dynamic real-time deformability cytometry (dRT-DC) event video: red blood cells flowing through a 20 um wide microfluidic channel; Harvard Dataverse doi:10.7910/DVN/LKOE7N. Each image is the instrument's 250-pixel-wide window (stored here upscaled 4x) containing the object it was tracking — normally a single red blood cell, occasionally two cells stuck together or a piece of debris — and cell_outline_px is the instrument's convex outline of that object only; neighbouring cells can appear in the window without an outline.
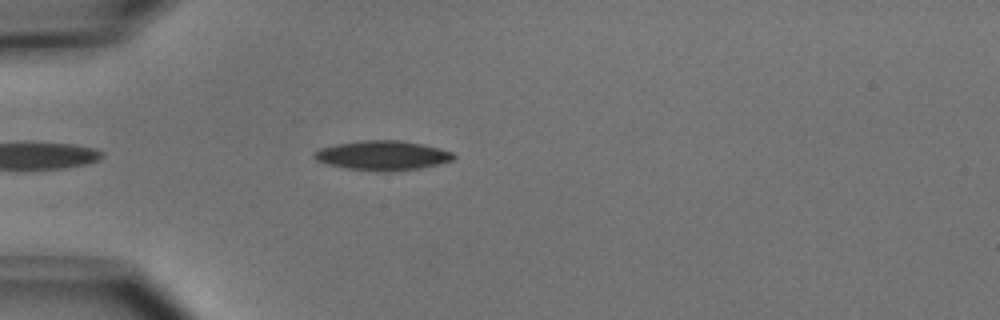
{"species": "common noctule bat (a hibernating species)", "species_latin": "Nyctalus noctula", "temperature_condition": "cold", "stored_images_in_passage": 24, "camera_frame_rate_fps": 3000, "um_per_image_px": 0.085, "animal": {"sex": "male", "body_mass_g": 15.6}, "frame": {"image": 1, "passage_image": 4, "time_ms": 1.0, "image_size_px": [1000, 320], "cell_outline_px": [[456, 156], [452, 160], [420, 168], [384, 172], [348, 168], [328, 164], [316, 160], [312, 156], [312, 152], [320, 148], [336, 144], [364, 140], [400, 140], [440, 148], [452, 152]], "centroid_in_image_um": [32.48, 13.21], "position_along_channel_um": 52.5, "area_um2": 23.76}}
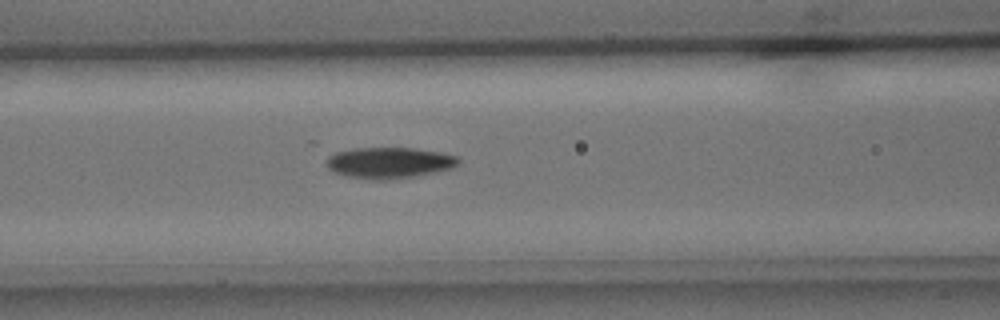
{"frame": {"image": 2, "passage_image": 11, "time_ms": 3.333, "image_size_px": [1000, 320], "cell_outline_px": [[460, 164], [452, 168], [416, 176], [388, 180], [368, 180], [344, 176], [332, 172], [324, 164], [328, 156], [336, 152], [352, 148], [416, 148], [440, 152], [456, 156], [460, 160]], "centroid_in_image_um": [33.04, 13.84], "position_along_channel_um": 133.6, "area_um2": 24.33}}
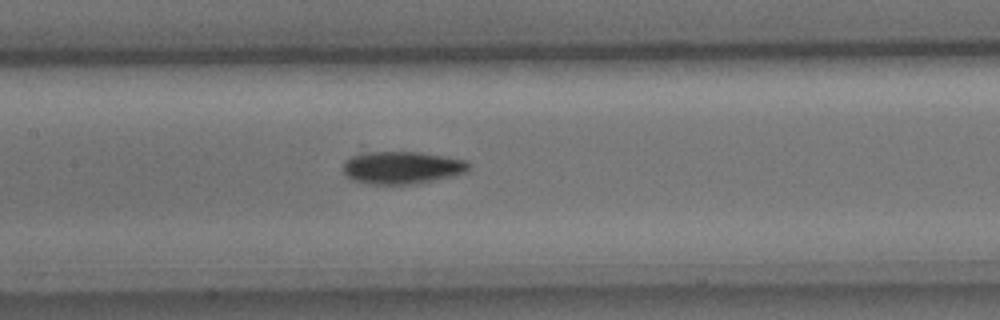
{"frame": {"image": 3, "passage_image": 14, "time_ms": 4.333, "image_size_px": [1000, 320], "cell_outline_px": [[472, 164], [468, 172], [452, 176], [412, 184], [372, 184], [352, 180], [344, 172], [344, 160], [352, 156], [364, 152], [420, 152], [468, 160]], "centroid_in_image_um": [34.21, 14.23], "position_along_channel_um": 173.2, "area_um2": 23.87}}